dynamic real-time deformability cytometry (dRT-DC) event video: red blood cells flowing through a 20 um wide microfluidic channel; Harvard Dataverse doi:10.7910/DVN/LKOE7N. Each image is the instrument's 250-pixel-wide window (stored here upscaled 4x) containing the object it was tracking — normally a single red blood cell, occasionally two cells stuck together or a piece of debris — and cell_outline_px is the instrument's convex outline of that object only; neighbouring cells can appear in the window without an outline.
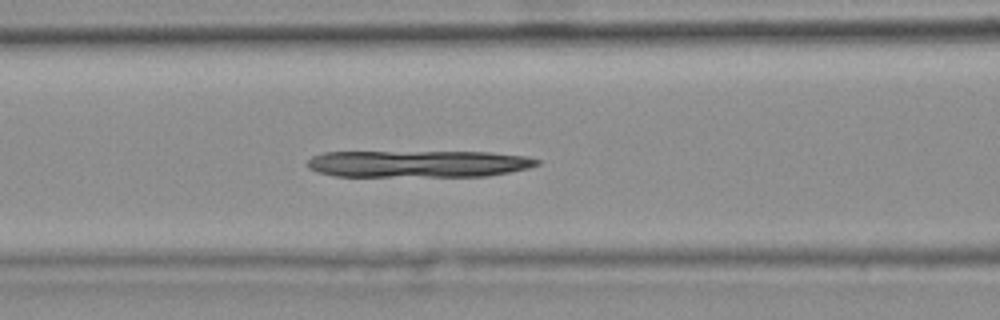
{"species": "common noctule bat (a hibernating species)", "species_latin": "Nyctalus noctula", "temperature_condition": "warm", "stored_images_in_passage": 36, "camera_frame_rate_fps": 3000, "um_per_image_px": 0.085, "animal": {"sex": "female", "body_mass_g": 25.1}, "frame": {"image": 1, "passage_image": 12, "time_ms": 3.667, "image_size_px": [1000, 320], "cell_outline_px": [[540, 164], [528, 168], [488, 176], [332, 176], [316, 172], [308, 168], [308, 160], [312, 156], [324, 152], [492, 152], [528, 156], [540, 160]], "centroid_in_image_um": [35.56, 13.92], "position_along_channel_um": 131.0, "area_um2": 36.24}}